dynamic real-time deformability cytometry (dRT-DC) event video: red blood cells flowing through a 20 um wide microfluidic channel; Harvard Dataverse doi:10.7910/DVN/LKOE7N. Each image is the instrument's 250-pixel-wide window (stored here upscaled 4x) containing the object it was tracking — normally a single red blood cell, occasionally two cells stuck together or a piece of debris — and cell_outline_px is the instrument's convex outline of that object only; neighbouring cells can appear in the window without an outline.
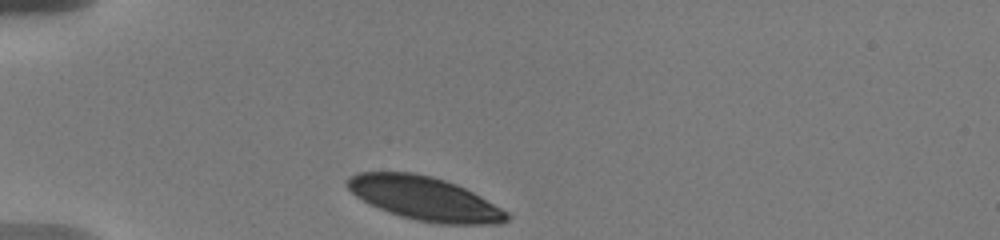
{"species": "human", "species_latin": "Homo sapiens", "temperature_condition": "warm", "stored_images_in_passage": 11, "camera_frame_rate_fps": 3000, "um_per_image_px": 0.085, "donor": {"sex": "male"}, "frame": {"image": 1, "passage_image": 1, "time_ms": 0.0, "image_size_px": [1000, 240], "cell_outline_px": [[512, 216], [508, 220], [500, 224], [440, 224], [416, 220], [400, 216], [380, 208], [356, 196], [344, 184], [348, 176], [356, 172], [412, 172], [432, 176], [456, 184], [480, 196], [508, 212]], "centroid_in_image_um": [36.1, 16.87], "position_along_channel_um": 48.9, "area_um2": 40.46}}
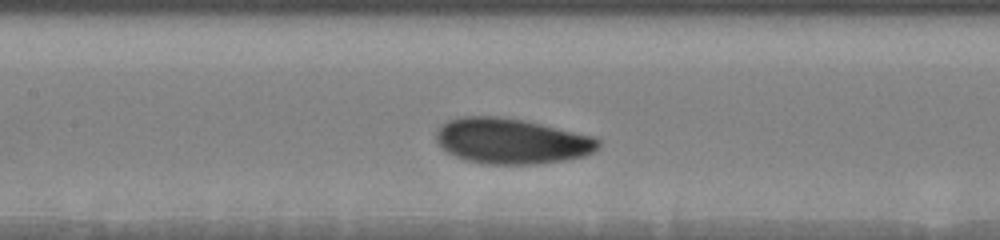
{"frame": {"image": 2, "passage_image": 7, "time_ms": 4.0, "image_size_px": [1000, 240], "cell_outline_px": [[600, 144], [592, 152], [584, 156], [568, 160], [536, 164], [480, 164], [464, 160], [448, 152], [436, 140], [436, 132], [448, 120], [460, 116], [496, 116], [524, 120], [596, 136], [600, 140]], "centroid_in_image_um": [43.51, 11.99], "position_along_channel_um": 163.9, "area_um2": 43.18}}
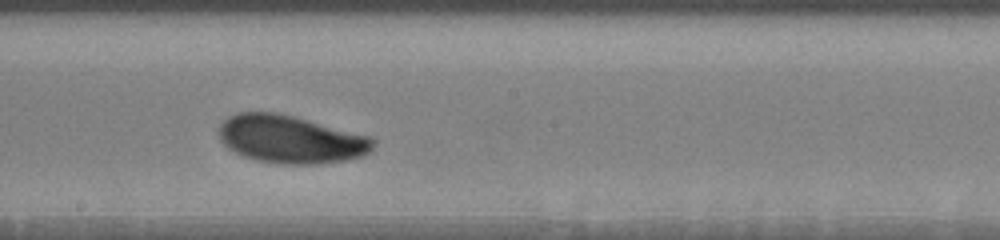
{"frame": {"image": 3, "passage_image": 10, "time_ms": 5.667, "image_size_px": [1000, 240], "cell_outline_px": [[376, 144], [372, 152], [364, 156], [344, 160], [320, 164], [276, 164], [256, 160], [232, 152], [220, 140], [216, 132], [220, 124], [228, 116], [236, 112], [276, 112], [292, 116], [368, 136], [376, 140]], "centroid_in_image_um": [24.67, 11.85], "position_along_channel_um": 223.5, "area_um2": 43.35}}